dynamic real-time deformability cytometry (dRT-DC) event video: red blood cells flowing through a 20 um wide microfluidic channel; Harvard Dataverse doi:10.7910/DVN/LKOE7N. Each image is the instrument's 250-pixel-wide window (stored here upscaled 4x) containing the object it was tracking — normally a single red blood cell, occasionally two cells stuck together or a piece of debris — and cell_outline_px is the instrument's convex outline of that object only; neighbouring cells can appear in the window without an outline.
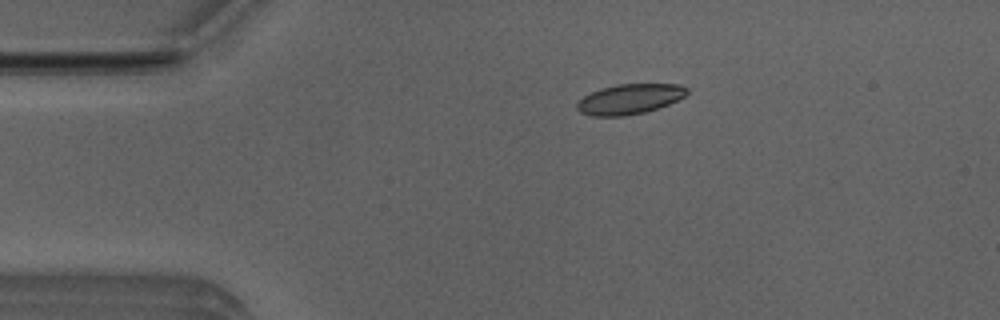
{"species": "Egyptian fruit bat (a non-hibernating species)", "species_latin": "Rousettus aegyptiacus", "temperature_condition": "room temperature", "stored_images_in_passage": 5, "camera_frame_rate_fps": 3000, "um_per_image_px": 0.085, "animal": {"sex": "male"}, "frame": {"image": 1, "passage_image": 3, "time_ms": 0.667, "image_size_px": [1000, 320], "cell_outline_px": [[688, 92], [684, 96], [668, 104], [644, 112], [624, 116], [592, 116], [580, 112], [576, 108], [576, 104], [584, 96], [600, 88], [616, 84], [680, 84], [688, 88]], "centroid_in_image_um": [53.5, 8.41], "position_along_channel_um": 31.5, "area_um2": 19.19}}